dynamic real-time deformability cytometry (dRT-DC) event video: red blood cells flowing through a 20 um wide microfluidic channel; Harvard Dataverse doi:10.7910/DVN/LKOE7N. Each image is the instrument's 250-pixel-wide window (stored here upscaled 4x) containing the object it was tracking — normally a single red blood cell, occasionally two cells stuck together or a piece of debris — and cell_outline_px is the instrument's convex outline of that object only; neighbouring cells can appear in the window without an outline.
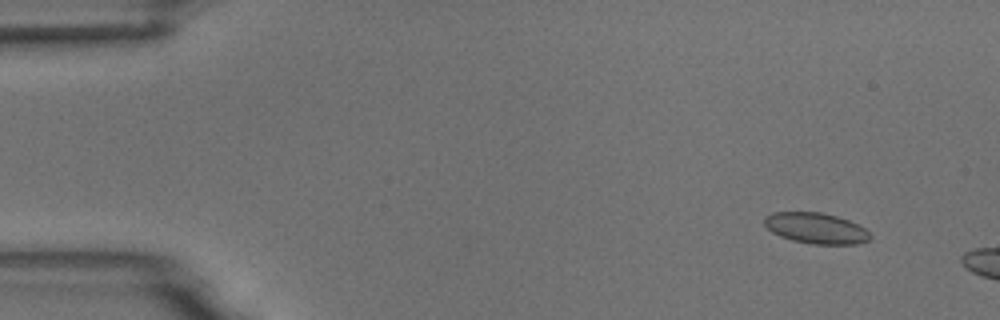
{"species": "common noctule bat (a hibernating species)", "species_latin": "Nyctalus noctula", "temperature_condition": "room temperature", "stored_images_in_passage": 3, "camera_frame_rate_fps": 3000, "um_per_image_px": 0.085, "animal": {"sex": "male", "body_mass_g": 18.8}, "frame": {"image": 1, "passage_image": 1, "time_ms": 0.0, "image_size_px": [1000, 320], "cell_outline_px": [[872, 236], [868, 240], [856, 244], [812, 244], [792, 240], [780, 236], [772, 232], [764, 224], [764, 216], [772, 212], [820, 212], [836, 216], [848, 220], [864, 228]], "centroid_in_image_um": [69.33, 19.39], "position_along_channel_um": 15.7, "area_um2": 18.9}}